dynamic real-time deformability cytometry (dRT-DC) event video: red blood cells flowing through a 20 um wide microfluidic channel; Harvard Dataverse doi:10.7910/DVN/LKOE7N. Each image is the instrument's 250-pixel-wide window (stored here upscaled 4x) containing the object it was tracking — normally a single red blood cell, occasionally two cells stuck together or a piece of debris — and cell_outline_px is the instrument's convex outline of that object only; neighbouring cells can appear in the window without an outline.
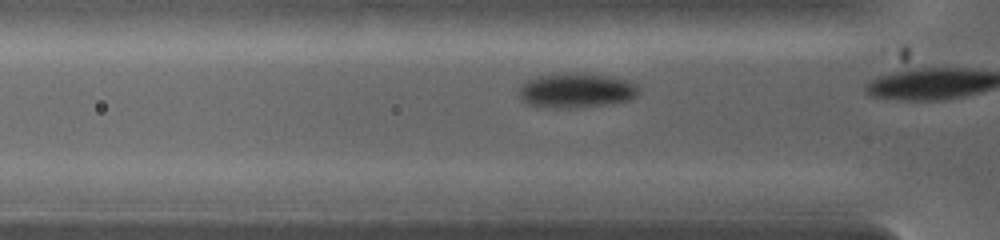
{"species": "common noctule bat (a hibernating species)", "species_latin": "Nyctalus noctula", "temperature_condition": "warm", "stored_images_in_passage": 4, "camera_frame_rate_fps": 5000, "um_per_image_px": 0.085, "animal": {"sex": "female", "body_mass_g": 19.0, "forearm_length_mm": 53.3}, "frame": {"image": 1, "passage_image": 3, "time_ms": 0.6, "image_size_px": [1000, 240], "cell_outline_px": [[636, 96], [628, 100], [604, 104], [560, 108], [528, 104], [520, 96], [520, 88], [528, 80], [536, 76], [568, 72], [576, 72], [612, 76], [628, 80], [636, 84]], "centroid_in_image_um": [48.99, 7.65], "position_along_channel_um": 76.8, "area_um2": 23.7}}